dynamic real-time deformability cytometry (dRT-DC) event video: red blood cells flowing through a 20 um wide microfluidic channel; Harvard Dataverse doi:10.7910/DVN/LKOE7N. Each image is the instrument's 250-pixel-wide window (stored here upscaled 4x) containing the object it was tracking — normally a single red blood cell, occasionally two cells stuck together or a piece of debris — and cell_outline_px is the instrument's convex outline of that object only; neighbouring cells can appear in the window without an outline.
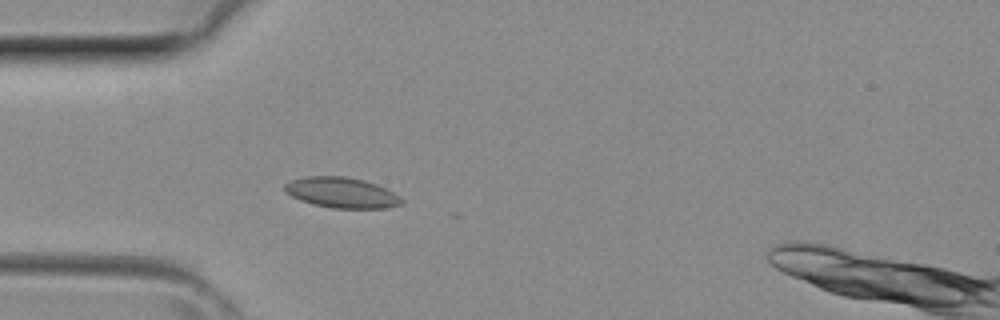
{"species": "common noctule bat (a hibernating species)", "species_latin": "Nyctalus noctula", "temperature_condition": "room temperature", "stored_images_in_passage": 3, "camera_frame_rate_fps": 3000, "um_per_image_px": 0.085, "animal": {"sex": "female", "body_mass_g": 29.2, "forearm_length_mm": 56.3}, "frame": {"image": 1, "passage_image": 1, "time_ms": 0.0, "image_size_px": [1000, 320], "cell_outline_px": [[404, 200], [400, 204], [388, 208], [332, 208], [312, 204], [300, 200], [284, 192], [284, 184], [292, 180], [304, 176], [344, 176], [364, 180], [376, 184], [400, 196]], "centroid_in_image_um": [29.01, 16.37], "position_along_channel_um": 56.0, "area_um2": 20.81}}